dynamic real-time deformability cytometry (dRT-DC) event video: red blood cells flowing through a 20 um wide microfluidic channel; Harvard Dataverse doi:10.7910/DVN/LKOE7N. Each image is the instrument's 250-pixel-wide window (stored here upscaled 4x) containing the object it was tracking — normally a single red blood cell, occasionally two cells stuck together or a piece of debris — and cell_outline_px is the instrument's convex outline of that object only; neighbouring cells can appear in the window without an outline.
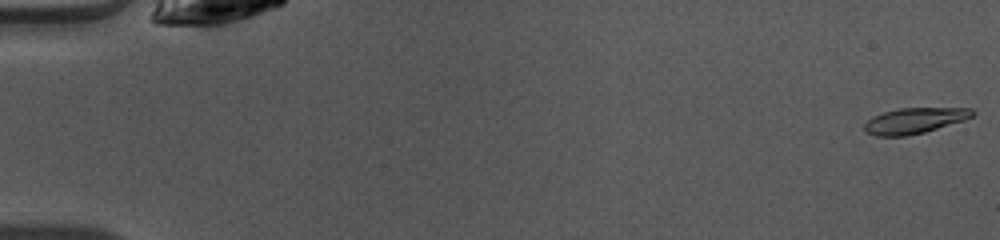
{"species": "common noctule bat (a hibernating species)", "species_latin": "Nyctalus noctula", "temperature_condition": "warm", "stored_images_in_passage": 49, "camera_frame_rate_fps": 3000, "um_per_image_px": 0.085, "animal": {"sex": "female", "body_mass_g": 10.0, "forearm_length_mm": 53.1}, "frame": {"image": 1, "passage_image": 1, "time_ms": 0.0, "image_size_px": [1000, 240], "cell_outline_px": [[976, 112], [972, 116], [964, 120], [924, 132], [904, 136], [876, 136], [864, 132], [864, 124], [872, 116], [884, 112], [900, 108], [972, 108]], "centroid_in_image_um": [77.71, 10.25], "position_along_channel_um": 7.3, "area_um2": 16.13}}
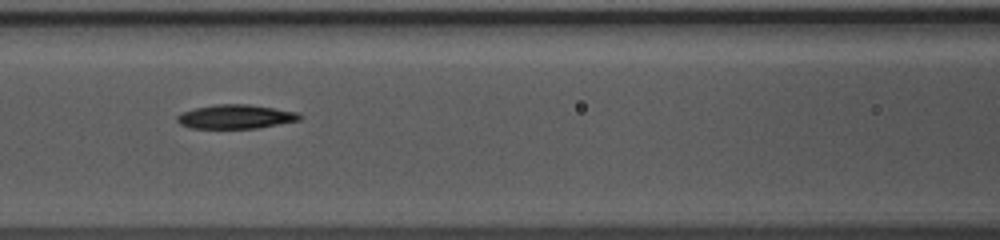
{"frame": {"image": 2, "passage_image": 22, "time_ms": 7.0, "image_size_px": [1000, 240], "cell_outline_px": [[304, 116], [300, 120], [256, 128], [188, 128], [180, 124], [176, 120], [176, 116], [180, 112], [196, 108], [216, 104], [248, 104], [300, 112]], "centroid_in_image_um": [20.03, 9.91], "position_along_channel_um": 146.6, "area_um2": 17.28}}
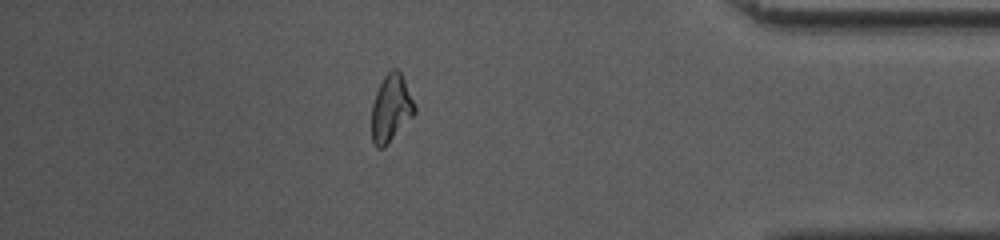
{"frame": {"image": 3, "passage_image": 43, "time_ms": 14.0, "image_size_px": [1000, 240], "cell_outline_px": [[416, 112], [384, 148], [376, 148], [372, 144], [372, 104], [376, 92], [384, 76], [392, 68], [396, 68], [400, 72], [404, 80], [416, 108]], "centroid_in_image_um": [33.21, 9.23], "position_along_channel_um": 402.0, "area_um2": 16.65}, "authors_computed_cell_mechanics": {"area_um2": 16.762, "velocity_mm_per_s": 4.0951, "shape_relaxation_time_tau1_ms": 4.0807, "shape_relaxation_time_tau2_ms": null, "deformation_change_tau1": 0.1523, "deformation_change_tau2": null}}